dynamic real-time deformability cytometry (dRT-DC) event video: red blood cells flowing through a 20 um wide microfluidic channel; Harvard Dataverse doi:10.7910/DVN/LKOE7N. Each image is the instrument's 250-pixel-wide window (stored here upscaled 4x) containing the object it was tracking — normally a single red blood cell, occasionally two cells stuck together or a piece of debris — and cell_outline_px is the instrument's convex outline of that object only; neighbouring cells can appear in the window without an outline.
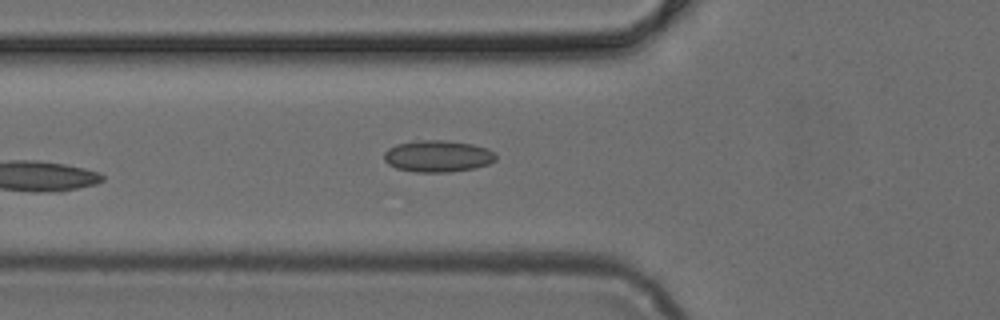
{"species": "common noctule bat (a hibernating species)", "species_latin": "Nyctalus noctula", "temperature_condition": "cold", "stored_images_in_passage": 5, "camera_frame_rate_fps": 3000, "um_per_image_px": 0.085, "animal": {"sex": "female", "body_mass_g": 24.6, "forearm_length_mm": 56.2}, "frame": {"image": 1, "passage_image": 5, "time_ms": 1.333, "image_size_px": [1000, 320], "cell_outline_px": [[496, 160], [488, 164], [476, 168], [448, 172], [416, 172], [396, 168], [388, 164], [384, 160], [384, 152], [388, 148], [396, 144], [416, 140], [444, 140], [472, 144], [488, 148], [496, 152]], "centroid_in_image_um": [37.22, 13.27], "position_along_channel_um": 88.6, "area_um2": 20.87}}